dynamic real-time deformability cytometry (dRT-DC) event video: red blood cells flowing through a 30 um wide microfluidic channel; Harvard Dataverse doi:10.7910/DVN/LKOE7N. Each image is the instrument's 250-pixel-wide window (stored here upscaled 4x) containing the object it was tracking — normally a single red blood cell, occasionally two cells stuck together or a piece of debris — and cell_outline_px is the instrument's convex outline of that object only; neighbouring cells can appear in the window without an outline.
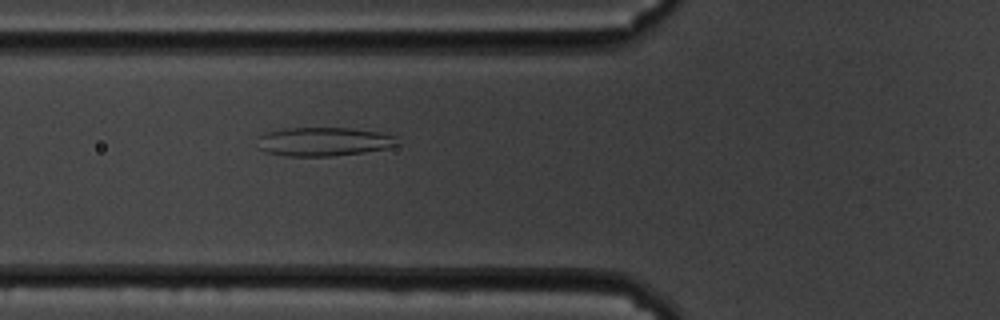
{"species": "common noctule bat (a hibernating species)", "species_latin": "Nyctalus noctula", "temperature_condition": "cold", "stored_images_in_passage": 59, "camera_frame_rate_fps": 3000, "um_per_image_px": 0.085, "animal": {"sex": "male", "body_mass_g": 19.5, "forearm_length_mm": 54.6}, "frame": {"image": 1, "passage_image": 22, "time_ms": 7.0, "image_size_px": [1000, 320], "cell_outline_px": [[400, 144], [388, 148], [364, 152], [332, 156], [284, 156], [264, 152], [256, 148], [260, 136], [264, 132], [284, 128], [352, 128], [376, 132], [396, 136]], "centroid_in_image_um": [27.47, 12.04], "position_along_channel_um": 98.3, "area_um2": 23.7}}
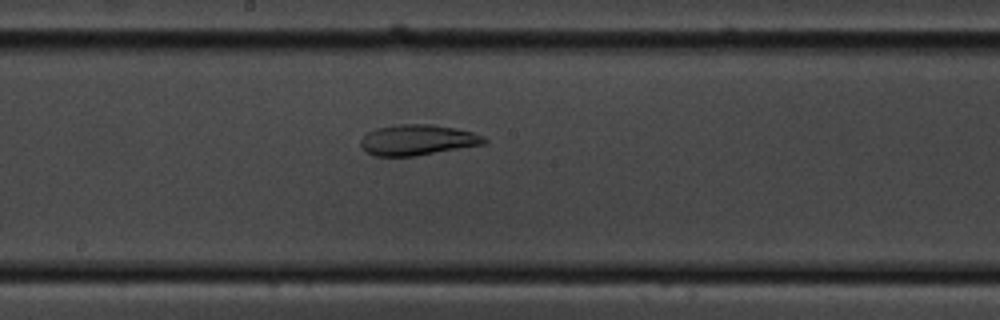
{"frame": {"image": 2, "passage_image": 32, "time_ms": 10.333, "image_size_px": [1000, 320], "cell_outline_px": [[488, 140], [484, 144], [416, 156], [376, 156], [364, 152], [360, 144], [360, 140], [368, 132], [376, 128], [396, 124], [432, 124], [456, 128], [472, 132], [484, 136]], "centroid_in_image_um": [35.47, 11.89], "position_along_channel_um": 212.7, "area_um2": 22.2}}
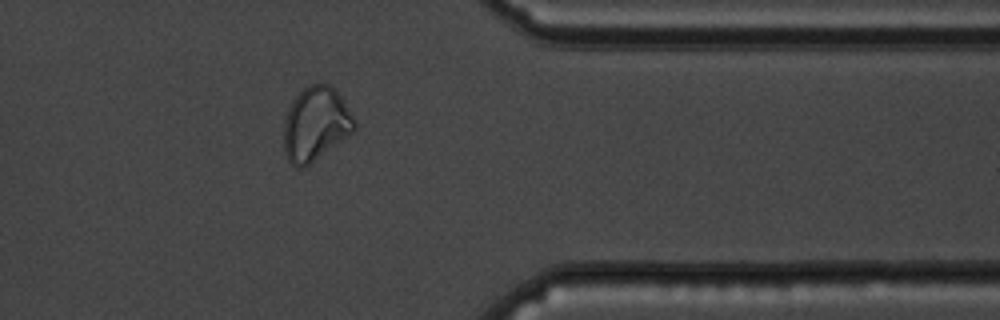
{"frame": {"image": 3, "passage_image": 48, "time_ms": 15.667, "image_size_px": [1000, 320], "cell_outline_px": [[356, 128], [352, 132], [304, 168], [296, 168], [288, 160], [284, 152], [284, 120], [288, 108], [292, 100], [308, 84], [328, 84], [340, 96], [352, 116], [356, 124]], "centroid_in_image_um": [26.79, 10.55], "position_along_channel_um": 384.6, "area_um2": 29.94}, "authors_computed_cell_mechanics": {"area_um2": 29.189, "velocity_mm_per_s": 3.4234, "shape_relaxation_time_tau1_ms": null, "shape_relaxation_time_tau2_ms": 3.4843, "deformation_change_tau1": null, "deformation_change_tau2": 0.0924}}